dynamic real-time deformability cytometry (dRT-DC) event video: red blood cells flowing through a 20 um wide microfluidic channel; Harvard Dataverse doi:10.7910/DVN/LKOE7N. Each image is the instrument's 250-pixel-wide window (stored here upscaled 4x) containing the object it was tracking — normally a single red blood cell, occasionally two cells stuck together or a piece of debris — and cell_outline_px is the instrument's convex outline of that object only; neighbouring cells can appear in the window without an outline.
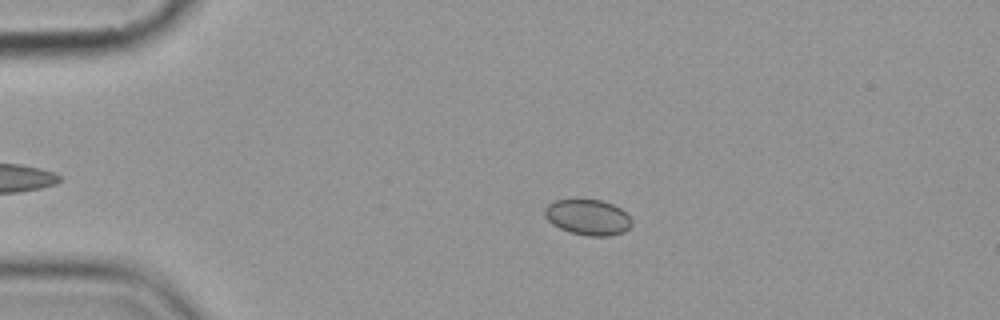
{"species": "common noctule bat (a hibernating species)", "species_latin": "Nyctalus noctula", "temperature_condition": "cold", "stored_images_in_passage": 6, "camera_frame_rate_fps": 3000, "um_per_image_px": 0.085, "animal": {"sex": "female", "body_mass_g": 19.9}, "frame": {"image": 1, "passage_image": 2, "time_ms": 1.333, "image_size_px": [1000, 320], "cell_outline_px": [[632, 224], [624, 232], [608, 236], [588, 236], [572, 232], [560, 228], [552, 224], [544, 216], [544, 208], [548, 204], [556, 200], [600, 200], [612, 204], [620, 208], [632, 220]], "centroid_in_image_um": [49.96, 18.47], "position_along_channel_um": 35.0, "area_um2": 17.92}}
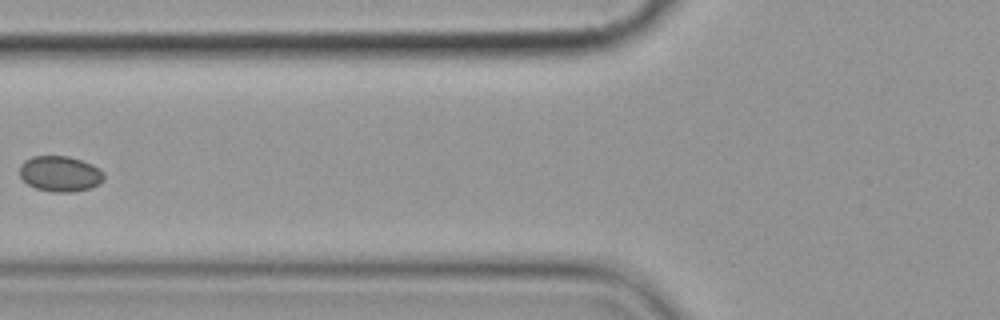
{"frame": {"image": 2, "passage_image": 5, "time_ms": 5.0, "image_size_px": [1000, 320], "cell_outline_px": [[104, 180], [88, 188], [72, 192], [52, 192], [36, 188], [28, 184], [20, 176], [20, 164], [24, 160], [32, 156], [68, 156], [92, 164], [100, 168], [104, 172]], "centroid_in_image_um": [5.1, 14.76], "position_along_channel_um": 120.7, "area_um2": 17.46}}
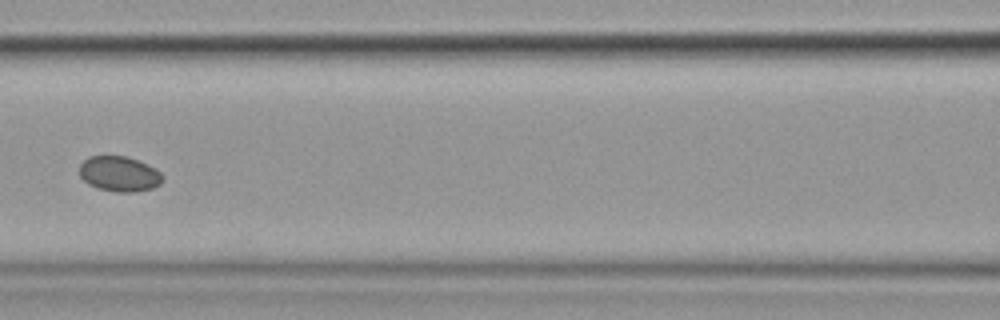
{"frame": {"image": 3, "passage_image": 6, "time_ms": 6.0, "image_size_px": [1000, 320], "cell_outline_px": [[164, 180], [160, 184], [152, 188], [136, 192], [116, 192], [96, 188], [88, 184], [80, 176], [80, 164], [88, 156], [128, 156], [160, 172], [164, 176]], "centroid_in_image_um": [10.13, 14.79], "position_along_channel_um": 156.5, "area_um2": 17.05}}